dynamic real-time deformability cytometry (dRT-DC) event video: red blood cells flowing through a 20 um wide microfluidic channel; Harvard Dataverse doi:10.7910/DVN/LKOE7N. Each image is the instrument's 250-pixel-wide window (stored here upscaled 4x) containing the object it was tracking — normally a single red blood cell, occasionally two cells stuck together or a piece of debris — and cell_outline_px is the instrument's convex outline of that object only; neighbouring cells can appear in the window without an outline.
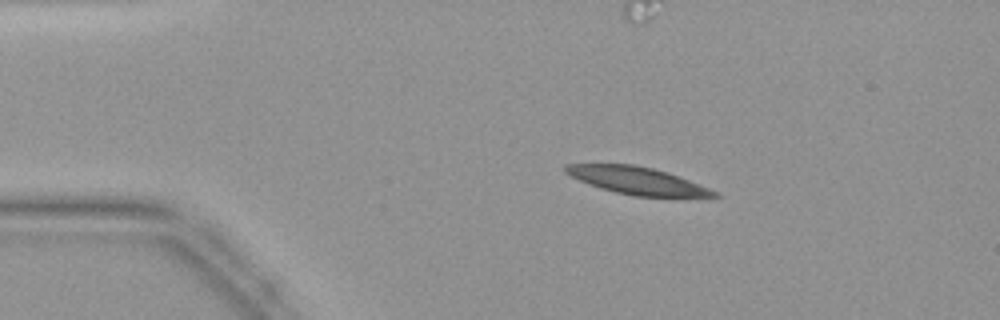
{"species": "common noctule bat (a hibernating species)", "species_latin": "Nyctalus noctula", "temperature_condition": "warm", "stored_images_in_passage": 38, "camera_frame_rate_fps": 3000, "um_per_image_px": 0.085, "animal": {"sex": "female", "body_mass_g": 19.9}, "frame": {"image": 1, "passage_image": 1, "time_ms": 0.0, "image_size_px": [1000, 320], "cell_outline_px": [[720, 196], [632, 196], [600, 188], [588, 184], [564, 172], [564, 164], [632, 164], [652, 168], [668, 172], [720, 192]], "centroid_in_image_um": [54.14, 15.34], "position_along_channel_um": 30.9, "area_um2": 23.41}}
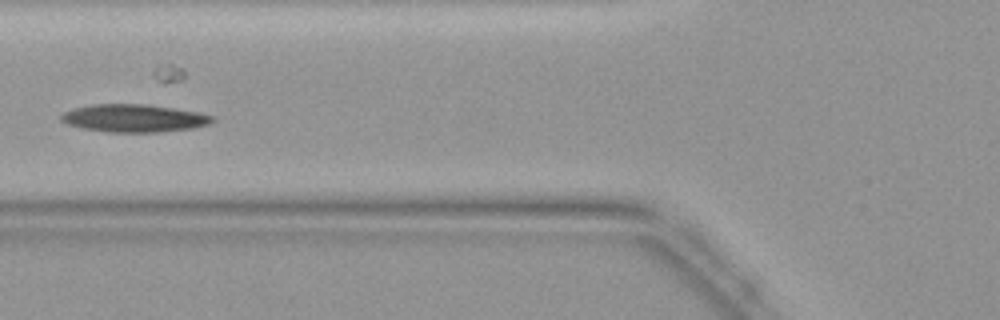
{"frame": {"image": 2, "passage_image": 10, "time_ms": 3.0, "image_size_px": [1000, 320], "cell_outline_px": [[216, 120], [208, 124], [192, 128], [160, 132], [108, 132], [84, 128], [68, 124], [60, 120], [60, 116], [64, 112], [72, 108], [92, 104], [144, 104], [200, 112], [216, 116]], "centroid_in_image_um": [11.41, 10.04], "position_along_channel_um": 114.4, "area_um2": 24.51}}
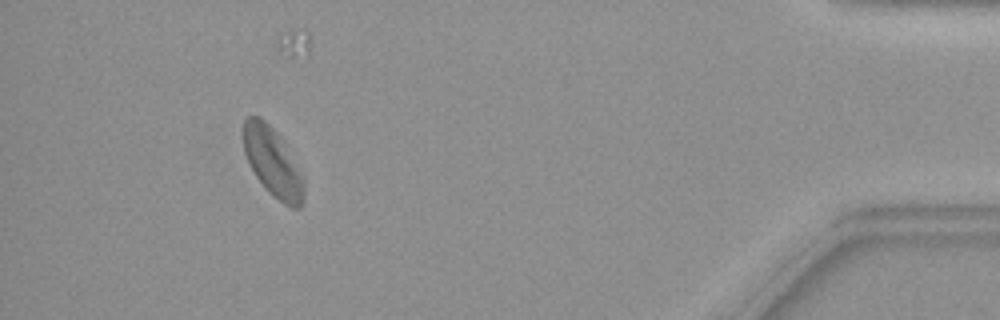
{"frame": {"image": 3, "passage_image": 34, "time_ms": 11.0, "image_size_px": [1000, 320], "cell_outline_px": [[304, 200], [300, 208], [292, 208], [284, 204], [256, 176], [244, 152], [244, 120], [248, 116], [260, 116], [276, 132], [304, 180]], "centroid_in_image_um": [23.18, 13.78], "position_along_channel_um": 412.0, "area_um2": 23.12}}